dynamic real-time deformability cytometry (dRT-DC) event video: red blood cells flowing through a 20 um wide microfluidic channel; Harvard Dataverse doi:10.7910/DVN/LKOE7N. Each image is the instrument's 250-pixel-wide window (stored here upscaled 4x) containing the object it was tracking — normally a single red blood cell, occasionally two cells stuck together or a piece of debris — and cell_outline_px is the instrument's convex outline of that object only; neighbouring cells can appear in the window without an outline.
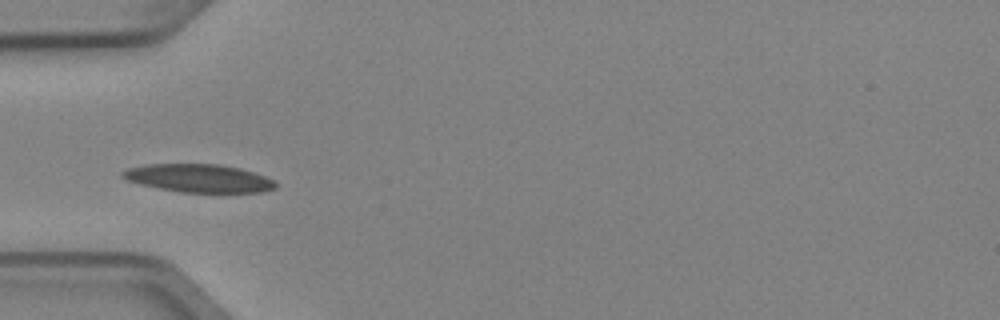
{"species": "Egyptian fruit bat (a non-hibernating species)", "species_latin": "Rousettus aegyptiacus", "temperature_condition": "cold", "stored_images_in_passage": 4, "camera_frame_rate_fps": 3000, "um_per_image_px": 0.085, "animal": {"sex": "female"}, "frame": {"image": 1, "passage_image": 4, "time_ms": 1.0, "image_size_px": [1000, 320], "cell_outline_px": [[276, 188], [260, 192], [180, 192], [140, 184], [128, 180], [120, 176], [120, 172], [128, 168], [148, 164], [220, 164], [240, 168], [264, 176], [272, 180], [276, 184]], "centroid_in_image_um": [16.87, 15.14], "position_along_channel_um": 68.1, "area_um2": 24.85}}